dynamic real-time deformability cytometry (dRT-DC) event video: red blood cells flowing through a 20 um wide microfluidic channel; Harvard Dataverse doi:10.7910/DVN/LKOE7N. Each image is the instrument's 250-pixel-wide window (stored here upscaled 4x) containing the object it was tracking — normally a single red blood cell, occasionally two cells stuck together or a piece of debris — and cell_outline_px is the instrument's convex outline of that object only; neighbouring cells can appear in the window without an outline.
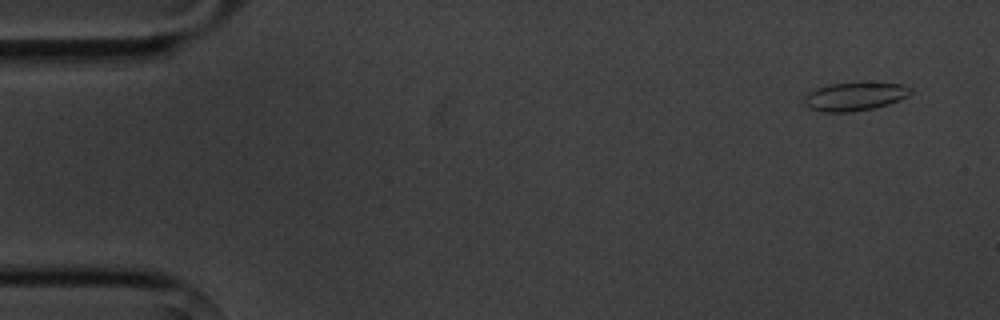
{"species": "common noctule bat (a hibernating species)", "species_latin": "Nyctalus noctula", "temperature_condition": "cold", "stored_images_in_passage": 4, "camera_frame_rate_fps": 3000, "um_per_image_px": 0.085, "animal": {"sex": "male", "body_mass_g": 20.1, "forearm_length_mm": 53.5}, "frame": {"image": 1, "passage_image": 1, "time_ms": 0.0, "image_size_px": [1000, 320], "cell_outline_px": [[912, 92], [908, 96], [888, 104], [872, 108], [848, 112], [824, 112], [808, 108], [804, 104], [804, 96], [808, 92], [816, 88], [832, 84], [864, 80], [900, 84], [912, 88]], "centroid_in_image_um": [72.65, 8.16], "position_along_channel_um": 12.3, "area_um2": 18.09}}